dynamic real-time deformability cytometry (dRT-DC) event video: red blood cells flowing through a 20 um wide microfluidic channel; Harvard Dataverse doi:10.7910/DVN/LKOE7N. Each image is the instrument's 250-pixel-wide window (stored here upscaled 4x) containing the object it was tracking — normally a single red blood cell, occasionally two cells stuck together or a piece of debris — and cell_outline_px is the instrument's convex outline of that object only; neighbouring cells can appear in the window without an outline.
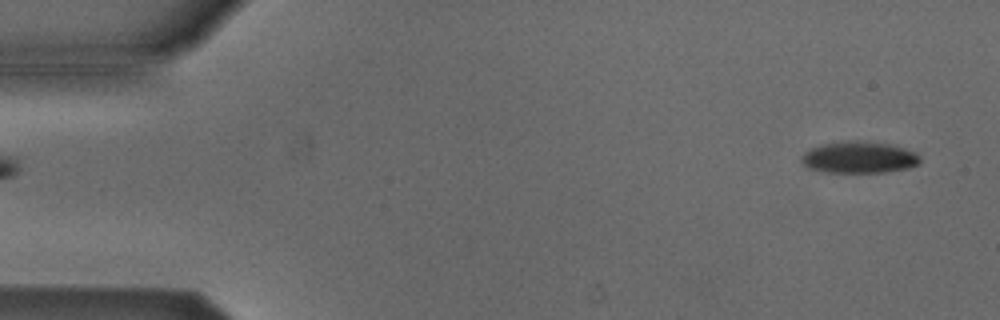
{"species": "Egyptian fruit bat (a non-hibernating species)", "species_latin": "Rousettus aegyptiacus", "temperature_condition": "cold", "stored_images_in_passage": 6, "segment_of_instrument_passage": [2, 2], "camera_frame_rate_fps": 3000, "um_per_image_px": 0.085, "animal": {"sex": "male"}, "frame": {"image": 1, "passage_image": 6, "time_ms": 6.0, "image_size_px": [1000, 320], "cell_outline_px": [[920, 164], [908, 168], [888, 172], [824, 172], [808, 168], [800, 160], [800, 156], [808, 148], [820, 144], [852, 140], [860, 140], [888, 144], [904, 148], [916, 152], [920, 156]], "centroid_in_image_um": [73.0, 13.37], "position_along_channel_um": 12.0, "area_um2": 22.2}}